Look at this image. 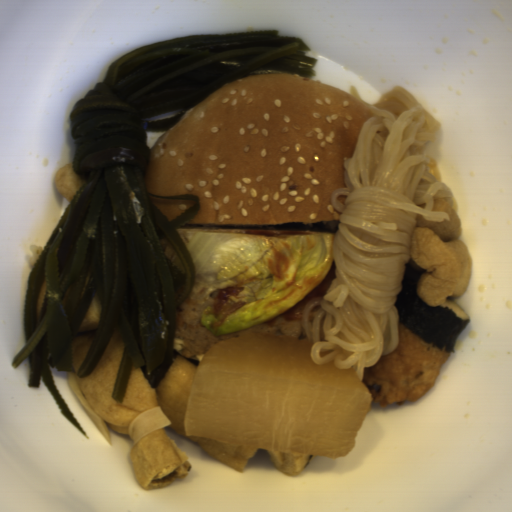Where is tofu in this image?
I'll list each match as a JSON object with an SVG mask.
<instances>
[{"mask_svg":"<svg viewBox=\"0 0 512 512\" xmlns=\"http://www.w3.org/2000/svg\"><path fill=\"white\" fill-rule=\"evenodd\" d=\"M409 259L424 270L416 294L433 308L449 296L465 294L471 282L472 259L466 243L443 241L428 227L413 229Z\"/></svg>","mask_w":512,"mask_h":512,"instance_id":"tofu-1","label":"tofu"},{"mask_svg":"<svg viewBox=\"0 0 512 512\" xmlns=\"http://www.w3.org/2000/svg\"><path fill=\"white\" fill-rule=\"evenodd\" d=\"M197 370V366L180 354L176 356L160 380L156 396L160 409L170 422L167 426L174 434L197 443L203 452L211 458L243 473L248 460L259 448L242 444H227L213 438L186 436L185 416Z\"/></svg>","mask_w":512,"mask_h":512,"instance_id":"tofu-2","label":"tofu"},{"mask_svg":"<svg viewBox=\"0 0 512 512\" xmlns=\"http://www.w3.org/2000/svg\"><path fill=\"white\" fill-rule=\"evenodd\" d=\"M270 461L277 470L286 476H298L304 471L306 466L314 458V456L302 454H286L266 449Z\"/></svg>","mask_w":512,"mask_h":512,"instance_id":"tofu-3","label":"tofu"}]
</instances>
